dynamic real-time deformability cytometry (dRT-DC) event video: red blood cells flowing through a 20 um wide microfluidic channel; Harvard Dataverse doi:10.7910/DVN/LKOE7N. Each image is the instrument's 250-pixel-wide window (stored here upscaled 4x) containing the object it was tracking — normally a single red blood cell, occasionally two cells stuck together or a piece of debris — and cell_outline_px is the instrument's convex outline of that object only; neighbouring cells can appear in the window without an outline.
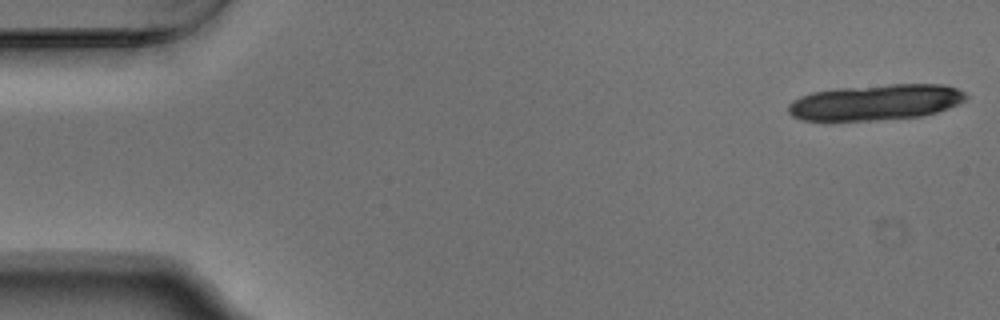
{"species": "Egyptian fruit bat (a non-hibernating species)", "species_latin": "Rousettus aegyptiacus", "temperature_condition": "warm", "stored_images_in_passage": 18, "camera_frame_rate_fps": 3000, "um_per_image_px": 0.085, "animal": {"sex": "male"}, "frame": {"image": 1, "passage_image": 1, "time_ms": 0.0, "image_size_px": [1000, 320], "cell_outline_px": [[968, 96], [964, 100], [948, 108], [924, 116], [876, 120], [804, 120], [792, 116], [788, 112], [788, 104], [792, 100], [800, 96], [812, 92], [836, 88], [892, 84], [944, 84], [956, 88], [964, 92]], "centroid_in_image_um": [74.42, 8.69], "position_along_channel_um": 10.6, "area_um2": 37.05}}